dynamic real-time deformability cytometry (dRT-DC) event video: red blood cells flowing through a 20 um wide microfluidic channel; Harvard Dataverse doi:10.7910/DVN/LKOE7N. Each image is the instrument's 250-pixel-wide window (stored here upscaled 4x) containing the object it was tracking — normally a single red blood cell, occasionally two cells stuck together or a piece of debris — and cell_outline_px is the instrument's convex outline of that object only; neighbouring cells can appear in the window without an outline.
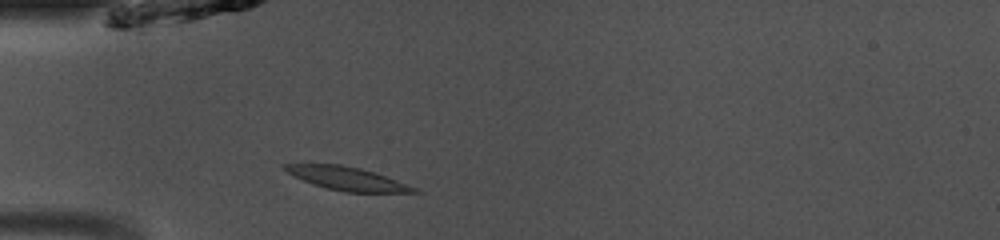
{"species": "common noctule bat (a hibernating species)", "species_latin": "Nyctalus noctula", "temperature_condition": "room temperature", "stored_images_in_passage": 37, "camera_frame_rate_fps": 3000, "um_per_image_px": 0.085, "animal": {"sex": "male", "body_mass_g": 13.0, "forearm_length_mm": 53.1}, "frame": {"image": 1, "passage_image": 3, "time_ms": 0.667, "image_size_px": [1000, 240], "cell_outline_px": [[420, 192], [344, 192], [312, 184], [288, 172], [284, 168], [284, 164], [340, 164], [360, 168], [376, 172], [416, 188]], "centroid_in_image_um": [29.52, 15.17], "position_along_channel_um": 55.5, "area_um2": 17.17}}
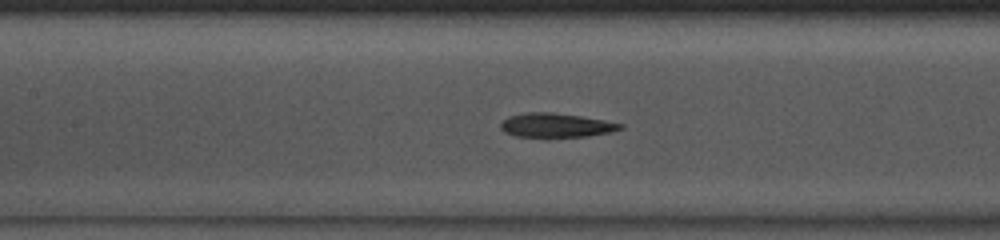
{"frame": {"image": 2, "passage_image": 11, "time_ms": 3.333, "image_size_px": [1000, 240], "cell_outline_px": [[624, 128], [608, 132], [588, 136], [548, 140], [516, 136], [504, 132], [500, 128], [500, 124], [508, 116], [528, 112], [552, 112], [580, 116], [624, 124]], "centroid_in_image_um": [47.21, 10.69], "position_along_channel_um": 160.2, "area_um2": 17.51}}
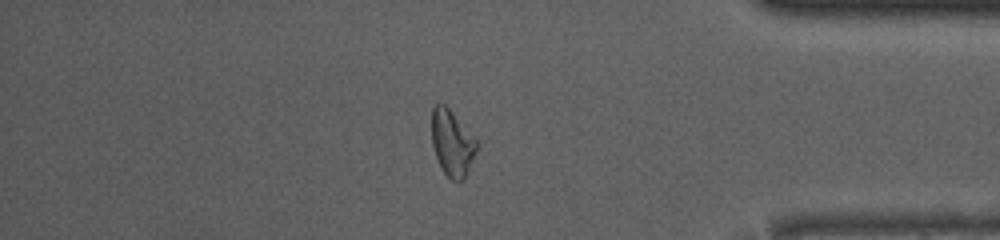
{"frame": {"image": 3, "passage_image": 30, "time_ms": 9.667, "image_size_px": [1000, 240], "cell_outline_px": [[480, 144], [464, 180], [452, 180], [444, 172], [436, 156], [432, 144], [432, 108], [436, 104], [444, 104], [448, 108]], "centroid_in_image_um": [38.45, 12.17], "position_along_channel_um": 396.8, "area_um2": 17.05}, "authors_computed_cell_mechanics": {"area_um2": 17.3978, "velocity_mm_per_s": 4.1103, "shape_relaxation_time_tau1_ms": 2.4763, "shape_relaxation_time_tau2_ms": 2.0071, "deformation_change_tau1": 0.1594, "deformation_change_tau2": 0.1065}}